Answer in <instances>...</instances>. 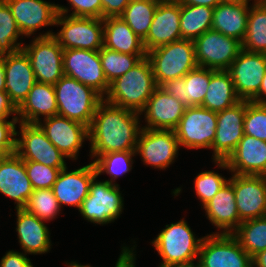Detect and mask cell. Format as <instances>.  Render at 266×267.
<instances>
[{"label": "cell", "instance_id": "6da1fadb", "mask_svg": "<svg viewBox=\"0 0 266 267\" xmlns=\"http://www.w3.org/2000/svg\"><path fill=\"white\" fill-rule=\"evenodd\" d=\"M139 112L108 103L104 99L97 106L88 127L90 158L105 153L135 151L142 129Z\"/></svg>", "mask_w": 266, "mask_h": 267}, {"label": "cell", "instance_id": "7a4b0ae2", "mask_svg": "<svg viewBox=\"0 0 266 267\" xmlns=\"http://www.w3.org/2000/svg\"><path fill=\"white\" fill-rule=\"evenodd\" d=\"M203 238L196 237L184 218L165 225L150 242L162 258L158 267H196Z\"/></svg>", "mask_w": 266, "mask_h": 267}, {"label": "cell", "instance_id": "3957f363", "mask_svg": "<svg viewBox=\"0 0 266 267\" xmlns=\"http://www.w3.org/2000/svg\"><path fill=\"white\" fill-rule=\"evenodd\" d=\"M156 88L152 65L145 57L126 74L110 82L103 99L110 104L140 113Z\"/></svg>", "mask_w": 266, "mask_h": 267}, {"label": "cell", "instance_id": "277c9868", "mask_svg": "<svg viewBox=\"0 0 266 267\" xmlns=\"http://www.w3.org/2000/svg\"><path fill=\"white\" fill-rule=\"evenodd\" d=\"M146 57L152 65L157 87L166 81L183 78L198 67L192 40L181 39L157 47L148 51Z\"/></svg>", "mask_w": 266, "mask_h": 267}, {"label": "cell", "instance_id": "5b68a950", "mask_svg": "<svg viewBox=\"0 0 266 267\" xmlns=\"http://www.w3.org/2000/svg\"><path fill=\"white\" fill-rule=\"evenodd\" d=\"M54 89L58 115L89 127L103 97L93 88L65 75L54 85Z\"/></svg>", "mask_w": 266, "mask_h": 267}, {"label": "cell", "instance_id": "8992f818", "mask_svg": "<svg viewBox=\"0 0 266 267\" xmlns=\"http://www.w3.org/2000/svg\"><path fill=\"white\" fill-rule=\"evenodd\" d=\"M96 175L89 187V194L78 211L87 222L95 225H108L115 222L123 212L124 198L120 186L106 180H98Z\"/></svg>", "mask_w": 266, "mask_h": 267}, {"label": "cell", "instance_id": "52a82bcc", "mask_svg": "<svg viewBox=\"0 0 266 267\" xmlns=\"http://www.w3.org/2000/svg\"><path fill=\"white\" fill-rule=\"evenodd\" d=\"M52 30L33 37L22 46L29 57L36 82L55 85L63 76V48L53 37Z\"/></svg>", "mask_w": 266, "mask_h": 267}, {"label": "cell", "instance_id": "ba28073f", "mask_svg": "<svg viewBox=\"0 0 266 267\" xmlns=\"http://www.w3.org/2000/svg\"><path fill=\"white\" fill-rule=\"evenodd\" d=\"M55 26H61L53 37L65 49H87L99 51L103 47V19L92 17H75L59 14Z\"/></svg>", "mask_w": 266, "mask_h": 267}, {"label": "cell", "instance_id": "9c48e42d", "mask_svg": "<svg viewBox=\"0 0 266 267\" xmlns=\"http://www.w3.org/2000/svg\"><path fill=\"white\" fill-rule=\"evenodd\" d=\"M196 267H252V257L233 234L204 236Z\"/></svg>", "mask_w": 266, "mask_h": 267}, {"label": "cell", "instance_id": "30bf717a", "mask_svg": "<svg viewBox=\"0 0 266 267\" xmlns=\"http://www.w3.org/2000/svg\"><path fill=\"white\" fill-rule=\"evenodd\" d=\"M216 128L217 112L202 106H190L186 107L175 133L180 148L211 149Z\"/></svg>", "mask_w": 266, "mask_h": 267}, {"label": "cell", "instance_id": "8fae6325", "mask_svg": "<svg viewBox=\"0 0 266 267\" xmlns=\"http://www.w3.org/2000/svg\"><path fill=\"white\" fill-rule=\"evenodd\" d=\"M16 130V153L23 160L35 161L44 165L64 169L66 156L62 154L46 137L37 123L18 122ZM20 135V137H19Z\"/></svg>", "mask_w": 266, "mask_h": 267}, {"label": "cell", "instance_id": "7c38bea8", "mask_svg": "<svg viewBox=\"0 0 266 267\" xmlns=\"http://www.w3.org/2000/svg\"><path fill=\"white\" fill-rule=\"evenodd\" d=\"M180 146L175 130H140L135 154L140 156L143 165L165 170L178 157Z\"/></svg>", "mask_w": 266, "mask_h": 267}, {"label": "cell", "instance_id": "4fadbf2b", "mask_svg": "<svg viewBox=\"0 0 266 267\" xmlns=\"http://www.w3.org/2000/svg\"><path fill=\"white\" fill-rule=\"evenodd\" d=\"M194 43L198 66L216 71L228 70L242 50L241 41L212 29L204 32Z\"/></svg>", "mask_w": 266, "mask_h": 267}, {"label": "cell", "instance_id": "5bb4252c", "mask_svg": "<svg viewBox=\"0 0 266 267\" xmlns=\"http://www.w3.org/2000/svg\"><path fill=\"white\" fill-rule=\"evenodd\" d=\"M63 71L65 76L93 88L103 98L108 92L110 83L102 69L99 51L87 49L63 50Z\"/></svg>", "mask_w": 266, "mask_h": 267}, {"label": "cell", "instance_id": "9a60e30c", "mask_svg": "<svg viewBox=\"0 0 266 267\" xmlns=\"http://www.w3.org/2000/svg\"><path fill=\"white\" fill-rule=\"evenodd\" d=\"M51 143L69 160H77L83 143L89 140L88 126L81 122L54 115L37 123Z\"/></svg>", "mask_w": 266, "mask_h": 267}, {"label": "cell", "instance_id": "2e32d148", "mask_svg": "<svg viewBox=\"0 0 266 267\" xmlns=\"http://www.w3.org/2000/svg\"><path fill=\"white\" fill-rule=\"evenodd\" d=\"M231 174L228 182L234 188L239 219L243 222L265 217L266 176Z\"/></svg>", "mask_w": 266, "mask_h": 267}, {"label": "cell", "instance_id": "e0dca14e", "mask_svg": "<svg viewBox=\"0 0 266 267\" xmlns=\"http://www.w3.org/2000/svg\"><path fill=\"white\" fill-rule=\"evenodd\" d=\"M212 162L233 174L266 176V141L244 134L226 160Z\"/></svg>", "mask_w": 266, "mask_h": 267}, {"label": "cell", "instance_id": "ac0fdd59", "mask_svg": "<svg viewBox=\"0 0 266 267\" xmlns=\"http://www.w3.org/2000/svg\"><path fill=\"white\" fill-rule=\"evenodd\" d=\"M227 71L238 97L251 101L258 94L266 71V54L242 49Z\"/></svg>", "mask_w": 266, "mask_h": 267}, {"label": "cell", "instance_id": "d6986e66", "mask_svg": "<svg viewBox=\"0 0 266 267\" xmlns=\"http://www.w3.org/2000/svg\"><path fill=\"white\" fill-rule=\"evenodd\" d=\"M246 100H240L235 105L217 112V128L212 160H226L234 151L244 135V117Z\"/></svg>", "mask_w": 266, "mask_h": 267}, {"label": "cell", "instance_id": "ffe728a7", "mask_svg": "<svg viewBox=\"0 0 266 267\" xmlns=\"http://www.w3.org/2000/svg\"><path fill=\"white\" fill-rule=\"evenodd\" d=\"M15 18L22 37H30L37 30L55 26L57 4L45 0H4Z\"/></svg>", "mask_w": 266, "mask_h": 267}, {"label": "cell", "instance_id": "44dd1931", "mask_svg": "<svg viewBox=\"0 0 266 267\" xmlns=\"http://www.w3.org/2000/svg\"><path fill=\"white\" fill-rule=\"evenodd\" d=\"M180 2L159 1L147 36L142 40L146 51L181 40Z\"/></svg>", "mask_w": 266, "mask_h": 267}, {"label": "cell", "instance_id": "7402d4cb", "mask_svg": "<svg viewBox=\"0 0 266 267\" xmlns=\"http://www.w3.org/2000/svg\"><path fill=\"white\" fill-rule=\"evenodd\" d=\"M96 175L93 162L72 171H68L67 167L62 169L52 187L61 209L63 205L79 209L88 196L90 183Z\"/></svg>", "mask_w": 266, "mask_h": 267}, {"label": "cell", "instance_id": "603a6c76", "mask_svg": "<svg viewBox=\"0 0 266 267\" xmlns=\"http://www.w3.org/2000/svg\"><path fill=\"white\" fill-rule=\"evenodd\" d=\"M33 190L24 160L16 152L0 156V193L15 201V209L26 206Z\"/></svg>", "mask_w": 266, "mask_h": 267}, {"label": "cell", "instance_id": "cb8c5ba5", "mask_svg": "<svg viewBox=\"0 0 266 267\" xmlns=\"http://www.w3.org/2000/svg\"><path fill=\"white\" fill-rule=\"evenodd\" d=\"M186 106L178 99L157 87L145 108L140 112L145 118L144 129L175 130L185 112Z\"/></svg>", "mask_w": 266, "mask_h": 267}, {"label": "cell", "instance_id": "d4e9b609", "mask_svg": "<svg viewBox=\"0 0 266 267\" xmlns=\"http://www.w3.org/2000/svg\"><path fill=\"white\" fill-rule=\"evenodd\" d=\"M5 76V91L18 108L36 83L30 59L22 49L13 54H5Z\"/></svg>", "mask_w": 266, "mask_h": 267}, {"label": "cell", "instance_id": "484cf974", "mask_svg": "<svg viewBox=\"0 0 266 267\" xmlns=\"http://www.w3.org/2000/svg\"><path fill=\"white\" fill-rule=\"evenodd\" d=\"M16 210L17 239L25 255H38L50 252L52 242L46 221L39 219L24 208Z\"/></svg>", "mask_w": 266, "mask_h": 267}, {"label": "cell", "instance_id": "4316f807", "mask_svg": "<svg viewBox=\"0 0 266 267\" xmlns=\"http://www.w3.org/2000/svg\"><path fill=\"white\" fill-rule=\"evenodd\" d=\"M215 71L198 66L183 78L166 81L159 88L178 99L186 107L201 106L208 90L210 77Z\"/></svg>", "mask_w": 266, "mask_h": 267}, {"label": "cell", "instance_id": "83f0119b", "mask_svg": "<svg viewBox=\"0 0 266 267\" xmlns=\"http://www.w3.org/2000/svg\"><path fill=\"white\" fill-rule=\"evenodd\" d=\"M201 208L209 222L219 229L212 233L232 234L242 222L237 211L234 188L229 182Z\"/></svg>", "mask_w": 266, "mask_h": 267}, {"label": "cell", "instance_id": "f1b7e54d", "mask_svg": "<svg viewBox=\"0 0 266 267\" xmlns=\"http://www.w3.org/2000/svg\"><path fill=\"white\" fill-rule=\"evenodd\" d=\"M58 115L54 85L36 82L17 108L18 122L38 123L41 117Z\"/></svg>", "mask_w": 266, "mask_h": 267}, {"label": "cell", "instance_id": "f546056e", "mask_svg": "<svg viewBox=\"0 0 266 267\" xmlns=\"http://www.w3.org/2000/svg\"><path fill=\"white\" fill-rule=\"evenodd\" d=\"M250 1L220 2L213 9L212 30L243 41L248 23Z\"/></svg>", "mask_w": 266, "mask_h": 267}, {"label": "cell", "instance_id": "4dcf8cb0", "mask_svg": "<svg viewBox=\"0 0 266 267\" xmlns=\"http://www.w3.org/2000/svg\"><path fill=\"white\" fill-rule=\"evenodd\" d=\"M103 25V47L125 54L146 55L142 39L121 17L104 18Z\"/></svg>", "mask_w": 266, "mask_h": 267}, {"label": "cell", "instance_id": "1f68e13d", "mask_svg": "<svg viewBox=\"0 0 266 267\" xmlns=\"http://www.w3.org/2000/svg\"><path fill=\"white\" fill-rule=\"evenodd\" d=\"M240 100L230 73L227 70H220L211 75L208 90L201 106L219 112L235 105Z\"/></svg>", "mask_w": 266, "mask_h": 267}, {"label": "cell", "instance_id": "d6a6232c", "mask_svg": "<svg viewBox=\"0 0 266 267\" xmlns=\"http://www.w3.org/2000/svg\"><path fill=\"white\" fill-rule=\"evenodd\" d=\"M213 9L203 5L180 4V29L182 39L195 41L212 29Z\"/></svg>", "mask_w": 266, "mask_h": 267}, {"label": "cell", "instance_id": "836d02e7", "mask_svg": "<svg viewBox=\"0 0 266 267\" xmlns=\"http://www.w3.org/2000/svg\"><path fill=\"white\" fill-rule=\"evenodd\" d=\"M242 49L266 54V10L259 2L252 1L250 4Z\"/></svg>", "mask_w": 266, "mask_h": 267}, {"label": "cell", "instance_id": "e575fe53", "mask_svg": "<svg viewBox=\"0 0 266 267\" xmlns=\"http://www.w3.org/2000/svg\"><path fill=\"white\" fill-rule=\"evenodd\" d=\"M159 1L130 0L121 17L142 40L147 36Z\"/></svg>", "mask_w": 266, "mask_h": 267}, {"label": "cell", "instance_id": "d590c367", "mask_svg": "<svg viewBox=\"0 0 266 267\" xmlns=\"http://www.w3.org/2000/svg\"><path fill=\"white\" fill-rule=\"evenodd\" d=\"M232 234L241 247L253 257L258 252L266 250V216L241 222Z\"/></svg>", "mask_w": 266, "mask_h": 267}, {"label": "cell", "instance_id": "8d00e7d4", "mask_svg": "<svg viewBox=\"0 0 266 267\" xmlns=\"http://www.w3.org/2000/svg\"><path fill=\"white\" fill-rule=\"evenodd\" d=\"M134 156H136L135 151L110 152L102 154L92 161L98 176L106 173L110 176V180L106 181L118 185L116 183L118 177L129 173L133 169Z\"/></svg>", "mask_w": 266, "mask_h": 267}, {"label": "cell", "instance_id": "74e56055", "mask_svg": "<svg viewBox=\"0 0 266 267\" xmlns=\"http://www.w3.org/2000/svg\"><path fill=\"white\" fill-rule=\"evenodd\" d=\"M102 69L107 81L110 83L119 76L126 74L135 67L146 55H131L120 53L102 47L99 50Z\"/></svg>", "mask_w": 266, "mask_h": 267}, {"label": "cell", "instance_id": "f35d334b", "mask_svg": "<svg viewBox=\"0 0 266 267\" xmlns=\"http://www.w3.org/2000/svg\"><path fill=\"white\" fill-rule=\"evenodd\" d=\"M19 31L15 18L8 4L4 0H0V53L13 54L22 49L24 43ZM20 37V38H19Z\"/></svg>", "mask_w": 266, "mask_h": 267}, {"label": "cell", "instance_id": "ab89813d", "mask_svg": "<svg viewBox=\"0 0 266 267\" xmlns=\"http://www.w3.org/2000/svg\"><path fill=\"white\" fill-rule=\"evenodd\" d=\"M24 209L47 223L55 220L61 213L52 188L33 190Z\"/></svg>", "mask_w": 266, "mask_h": 267}, {"label": "cell", "instance_id": "60d3db41", "mask_svg": "<svg viewBox=\"0 0 266 267\" xmlns=\"http://www.w3.org/2000/svg\"><path fill=\"white\" fill-rule=\"evenodd\" d=\"M229 181L222 174L212 171H201L194 178L195 193L203 207Z\"/></svg>", "mask_w": 266, "mask_h": 267}, {"label": "cell", "instance_id": "b9f144b4", "mask_svg": "<svg viewBox=\"0 0 266 267\" xmlns=\"http://www.w3.org/2000/svg\"><path fill=\"white\" fill-rule=\"evenodd\" d=\"M244 134L266 141V104L246 101Z\"/></svg>", "mask_w": 266, "mask_h": 267}, {"label": "cell", "instance_id": "7bdbcfd3", "mask_svg": "<svg viewBox=\"0 0 266 267\" xmlns=\"http://www.w3.org/2000/svg\"><path fill=\"white\" fill-rule=\"evenodd\" d=\"M24 163L34 190L52 188L62 170L30 160H24Z\"/></svg>", "mask_w": 266, "mask_h": 267}, {"label": "cell", "instance_id": "ee69618b", "mask_svg": "<svg viewBox=\"0 0 266 267\" xmlns=\"http://www.w3.org/2000/svg\"><path fill=\"white\" fill-rule=\"evenodd\" d=\"M69 6L57 4V12L63 15L75 17H92L102 19L101 0H67ZM72 12H69V11ZM69 12V14H68Z\"/></svg>", "mask_w": 266, "mask_h": 267}, {"label": "cell", "instance_id": "f6af8a7d", "mask_svg": "<svg viewBox=\"0 0 266 267\" xmlns=\"http://www.w3.org/2000/svg\"><path fill=\"white\" fill-rule=\"evenodd\" d=\"M17 116L12 119H0V156L10 155L16 152Z\"/></svg>", "mask_w": 266, "mask_h": 267}, {"label": "cell", "instance_id": "bcb514c9", "mask_svg": "<svg viewBox=\"0 0 266 267\" xmlns=\"http://www.w3.org/2000/svg\"><path fill=\"white\" fill-rule=\"evenodd\" d=\"M5 255L0 260V267H34L31 259L23 252L17 250L6 251Z\"/></svg>", "mask_w": 266, "mask_h": 267}, {"label": "cell", "instance_id": "7dc6e473", "mask_svg": "<svg viewBox=\"0 0 266 267\" xmlns=\"http://www.w3.org/2000/svg\"><path fill=\"white\" fill-rule=\"evenodd\" d=\"M130 0H101L102 19L107 17H119Z\"/></svg>", "mask_w": 266, "mask_h": 267}, {"label": "cell", "instance_id": "c3c4849f", "mask_svg": "<svg viewBox=\"0 0 266 267\" xmlns=\"http://www.w3.org/2000/svg\"><path fill=\"white\" fill-rule=\"evenodd\" d=\"M133 244L135 245H123L121 247V253L116 261V265L114 267H136V243L133 240Z\"/></svg>", "mask_w": 266, "mask_h": 267}, {"label": "cell", "instance_id": "681fc988", "mask_svg": "<svg viewBox=\"0 0 266 267\" xmlns=\"http://www.w3.org/2000/svg\"><path fill=\"white\" fill-rule=\"evenodd\" d=\"M11 115L17 116V108L6 91H0V119H9Z\"/></svg>", "mask_w": 266, "mask_h": 267}, {"label": "cell", "instance_id": "f907efd6", "mask_svg": "<svg viewBox=\"0 0 266 267\" xmlns=\"http://www.w3.org/2000/svg\"><path fill=\"white\" fill-rule=\"evenodd\" d=\"M251 101L258 104H266V71L259 92Z\"/></svg>", "mask_w": 266, "mask_h": 267}, {"label": "cell", "instance_id": "816d5d0a", "mask_svg": "<svg viewBox=\"0 0 266 267\" xmlns=\"http://www.w3.org/2000/svg\"><path fill=\"white\" fill-rule=\"evenodd\" d=\"M180 4L186 5H203L214 8L217 4L220 3L219 0H178Z\"/></svg>", "mask_w": 266, "mask_h": 267}, {"label": "cell", "instance_id": "f5cc1de1", "mask_svg": "<svg viewBox=\"0 0 266 267\" xmlns=\"http://www.w3.org/2000/svg\"><path fill=\"white\" fill-rule=\"evenodd\" d=\"M252 267H266V250L260 251L252 257Z\"/></svg>", "mask_w": 266, "mask_h": 267}, {"label": "cell", "instance_id": "db71d44e", "mask_svg": "<svg viewBox=\"0 0 266 267\" xmlns=\"http://www.w3.org/2000/svg\"><path fill=\"white\" fill-rule=\"evenodd\" d=\"M6 76H5V54L0 53V91H5Z\"/></svg>", "mask_w": 266, "mask_h": 267}, {"label": "cell", "instance_id": "11a10c76", "mask_svg": "<svg viewBox=\"0 0 266 267\" xmlns=\"http://www.w3.org/2000/svg\"><path fill=\"white\" fill-rule=\"evenodd\" d=\"M66 266L67 267H93L90 264H83L81 265V263L77 262V261H71V262H66Z\"/></svg>", "mask_w": 266, "mask_h": 267}, {"label": "cell", "instance_id": "9f6ffc18", "mask_svg": "<svg viewBox=\"0 0 266 267\" xmlns=\"http://www.w3.org/2000/svg\"><path fill=\"white\" fill-rule=\"evenodd\" d=\"M220 2H230V3H238L244 1H251V0H219Z\"/></svg>", "mask_w": 266, "mask_h": 267}, {"label": "cell", "instance_id": "6f0895ef", "mask_svg": "<svg viewBox=\"0 0 266 267\" xmlns=\"http://www.w3.org/2000/svg\"><path fill=\"white\" fill-rule=\"evenodd\" d=\"M257 2H259L266 10V0H258Z\"/></svg>", "mask_w": 266, "mask_h": 267}]
</instances>
